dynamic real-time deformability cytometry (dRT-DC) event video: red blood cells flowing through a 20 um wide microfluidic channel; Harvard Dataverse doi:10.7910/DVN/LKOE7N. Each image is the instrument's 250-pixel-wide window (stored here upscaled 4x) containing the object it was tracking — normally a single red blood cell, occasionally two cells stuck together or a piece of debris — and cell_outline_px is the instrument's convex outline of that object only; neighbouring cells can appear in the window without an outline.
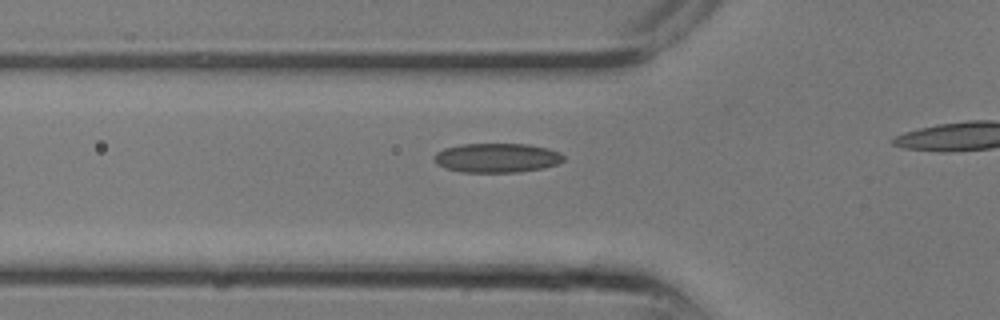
{"species": "common noctule bat (a hibernating species)", "species_latin": "Nyctalus noctula", "temperature_condition": "room temperature", "stored_images_in_passage": 7, "segment_of_instrument_passage": [1, 2], "camera_frame_rate_fps": 3000, "um_per_image_px": 0.085, "animal": {"sex": "male", "body_mass_g": 13.3}, "frame": {"image": 1, "passage_image": 4, "time_ms": 1.0, "image_size_px": [1000, 320], "cell_outline_px": [[564, 160], [556, 164], [544, 168], [516, 172], [460, 172], [444, 168], [436, 164], [436, 152], [444, 148], [464, 144], [528, 144], [548, 148], [560, 152], [564, 156]], "centroid_in_image_um": [42.25, 13.42], "position_along_channel_um": 83.6, "area_um2": 22.08}}
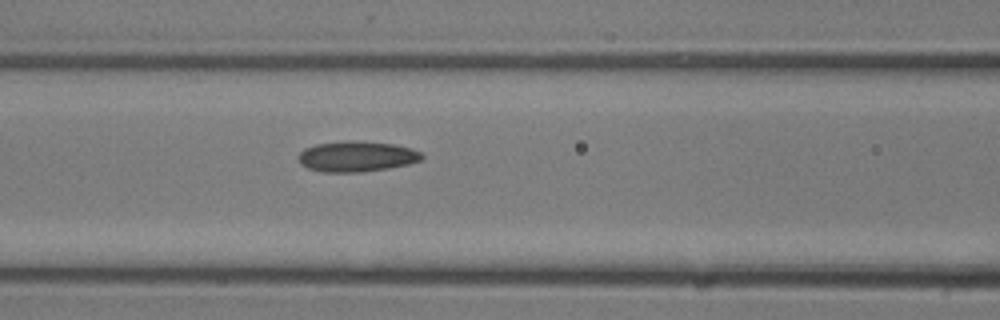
{"frame": {"image": 2, "passage_image": 6, "time_ms": 1.667, "image_size_px": [1000, 320], "cell_outline_px": [[424, 156], [420, 160], [408, 164], [388, 168], [360, 172], [320, 172], [308, 168], [300, 164], [300, 152], [304, 148], [316, 144], [392, 144], [408, 148], [420, 152]], "centroid_in_image_um": [30.3, 13.36], "position_along_channel_um": 136.3, "area_um2": 20.63}}